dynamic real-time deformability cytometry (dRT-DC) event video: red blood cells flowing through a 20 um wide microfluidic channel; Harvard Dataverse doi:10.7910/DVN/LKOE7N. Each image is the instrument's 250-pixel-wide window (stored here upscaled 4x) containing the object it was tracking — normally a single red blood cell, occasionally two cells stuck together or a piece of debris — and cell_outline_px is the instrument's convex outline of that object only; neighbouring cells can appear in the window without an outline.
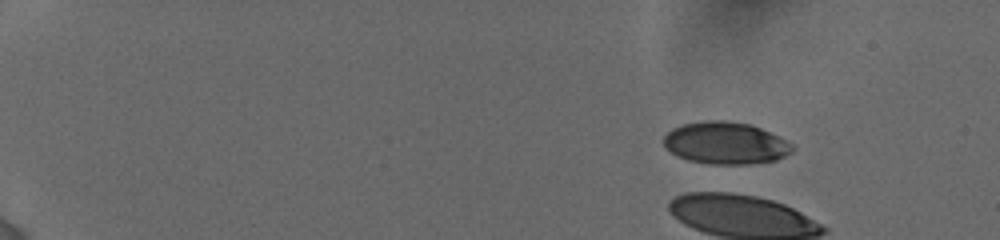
{"species": "human", "species_latin": "Homo sapiens", "temperature_condition": "cold", "stored_images_in_passage": 41, "camera_frame_rate_fps": 3000, "um_per_image_px": 0.085, "donor": {"sex": "female"}, "frame": {"image": 1, "passage_image": 1, "time_ms": 0.0, "image_size_px": [1000, 240], "cell_outline_px": [[792, 152], [776, 160], [748, 164], [712, 164], [688, 160], [676, 156], [664, 148], [664, 136], [672, 128], [680, 124], [704, 120], [728, 120], [752, 124], [792, 144]], "centroid_in_image_um": [61.61, 12.15], "position_along_channel_um": 23.4, "area_um2": 31.67}}
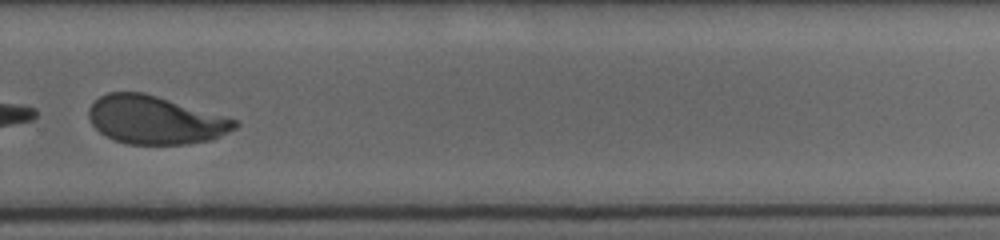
{"frame": {"image": 2, "passage_image": 32, "time_ms": 11.667, "image_size_px": [1000, 240], "cell_outline_px": [[240, 124], [236, 128], [212, 140], [188, 144], [128, 144], [112, 140], [100, 132], [88, 120], [88, 108], [100, 96], [108, 92], [144, 92], [236, 120]], "centroid_in_image_um": [13.15, 10.21], "position_along_channel_um": 316.6, "area_um2": 40.86}}
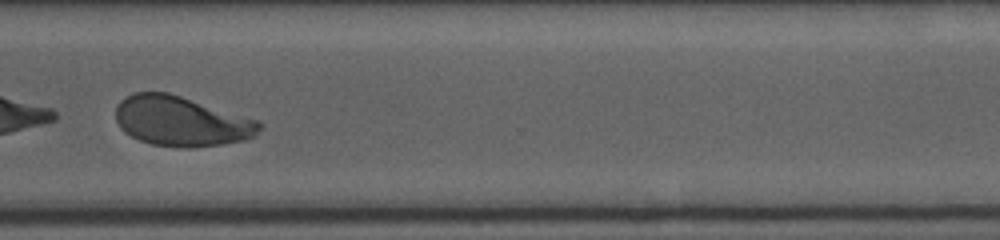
{"frame": {"image": 3, "passage_image": 35, "time_ms": 12.667, "image_size_px": [1000, 240], "cell_outline_px": [[264, 124], [248, 140], [192, 148], [180, 148], [152, 144], [140, 140], [124, 132], [120, 128], [116, 120], [116, 108], [120, 100], [124, 96], [132, 92], [168, 92], [260, 120]], "centroid_in_image_um": [15.4, 10.3], "position_along_channel_um": 355.2, "area_um2": 42.08}, "authors_computed_cell_mechanics": {"area_um2": 43.5812, "velocity_mm_per_s": 3.8409, "shape_relaxation_time_tau1_ms": 2.766, "shape_relaxation_time_tau2_ms": 0.7221, "deformation_change_tau1": 0.3271, "deformation_change_tau2": 0.0741}}